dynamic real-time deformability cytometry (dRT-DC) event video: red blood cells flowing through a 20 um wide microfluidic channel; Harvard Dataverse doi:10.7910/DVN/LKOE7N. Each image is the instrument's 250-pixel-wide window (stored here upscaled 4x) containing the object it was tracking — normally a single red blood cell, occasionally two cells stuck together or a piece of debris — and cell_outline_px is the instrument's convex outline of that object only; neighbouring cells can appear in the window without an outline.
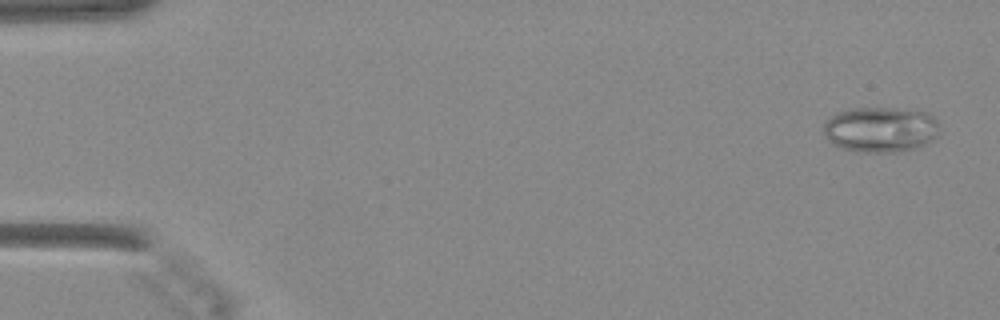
{"species": "Egyptian fruit bat (a non-hibernating species)", "species_latin": "Rousettus aegyptiacus", "temperature_condition": "warm", "stored_images_in_passage": 7, "camera_frame_rate_fps": 3000, "um_per_image_px": 0.085, "animal": {"sex": "female"}, "frame": {"image": 1, "passage_image": 2, "time_ms": 0.333, "image_size_px": [1000, 320], "cell_outline_px": [[936, 136], [924, 144], [912, 148], [896, 152], [864, 152], [840, 148], [832, 144], [828, 140], [824, 132], [824, 124], [832, 116], [840, 112], [856, 108], [892, 108], [924, 112], [932, 116], [936, 120]], "centroid_in_image_um": [74.8, 11.01], "position_along_channel_um": 10.2, "area_um2": 30.0}}